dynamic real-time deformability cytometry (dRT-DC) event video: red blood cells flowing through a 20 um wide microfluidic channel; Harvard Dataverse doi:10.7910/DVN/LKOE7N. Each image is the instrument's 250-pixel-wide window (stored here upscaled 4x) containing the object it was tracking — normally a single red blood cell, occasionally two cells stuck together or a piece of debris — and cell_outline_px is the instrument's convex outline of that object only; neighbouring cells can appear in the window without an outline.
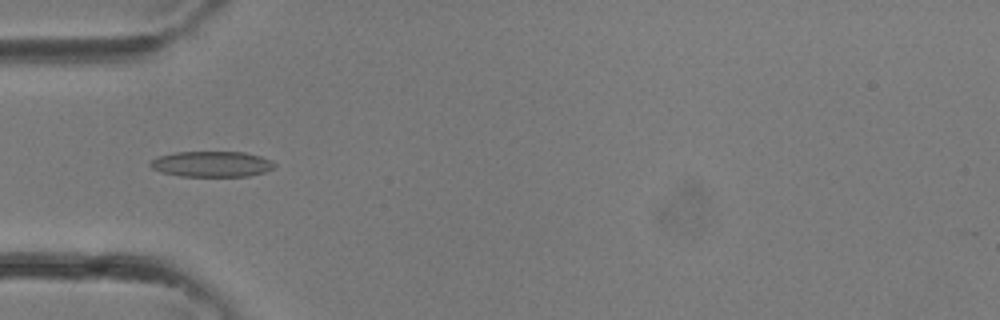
{"species": "common noctule bat (a hibernating species)", "species_latin": "Nyctalus noctula", "temperature_condition": "room temperature", "stored_images_in_passage": 26, "camera_frame_rate_fps": 3000, "um_per_image_px": 0.085, "animal": {"sex": "female"}, "frame": {"image": 1, "passage_image": 3, "time_ms": 0.667, "image_size_px": [1000, 320], "cell_outline_px": [[276, 164], [272, 168], [264, 172], [248, 176], [180, 176], [160, 172], [152, 168], [148, 164], [156, 156], [176, 152], [244, 152], [260, 156], [272, 160]], "centroid_in_image_um": [17.97, 13.94], "position_along_channel_um": 67.0, "area_um2": 18.61}}
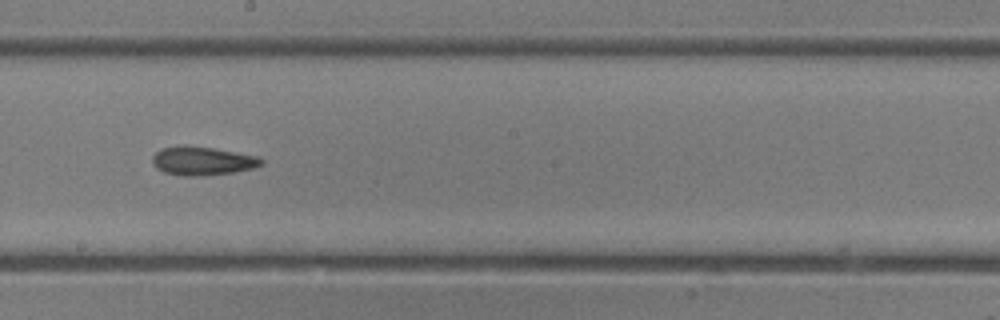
{"frame": {"image": 2, "passage_image": 11, "time_ms": 3.333, "image_size_px": [1000, 320], "cell_outline_px": [[264, 164], [256, 168], [232, 172], [204, 176], [180, 176], [164, 172], [156, 168], [152, 164], [152, 156], [160, 148], [180, 144], [184, 144], [212, 148], [260, 156], [264, 160]], "centroid_in_image_um": [17.2, 13.67], "position_along_channel_um": 231.0, "area_um2": 18.67}}
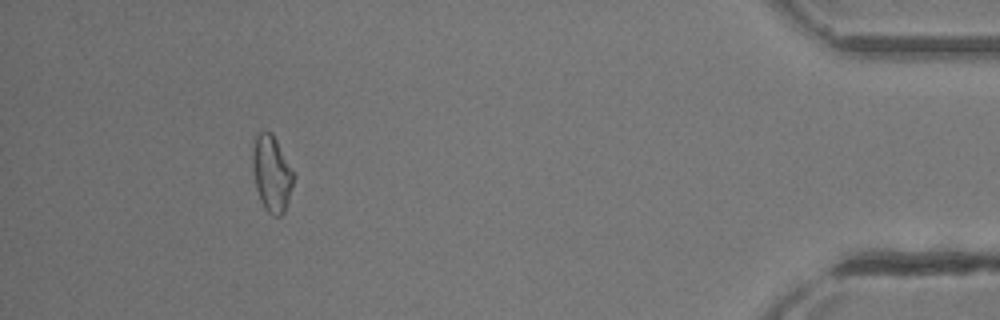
{"frame": {"image": 3, "passage_image": 23, "time_ms": 7.333, "image_size_px": [1000, 320], "cell_outline_px": [[296, 176], [284, 212], [280, 216], [272, 216], [264, 208], [260, 200], [256, 188], [252, 168], [252, 148], [256, 136], [260, 132], [272, 132], [296, 172]], "centroid_in_image_um": [23.12, 14.74], "position_along_channel_um": 412.1, "area_um2": 18.61}}